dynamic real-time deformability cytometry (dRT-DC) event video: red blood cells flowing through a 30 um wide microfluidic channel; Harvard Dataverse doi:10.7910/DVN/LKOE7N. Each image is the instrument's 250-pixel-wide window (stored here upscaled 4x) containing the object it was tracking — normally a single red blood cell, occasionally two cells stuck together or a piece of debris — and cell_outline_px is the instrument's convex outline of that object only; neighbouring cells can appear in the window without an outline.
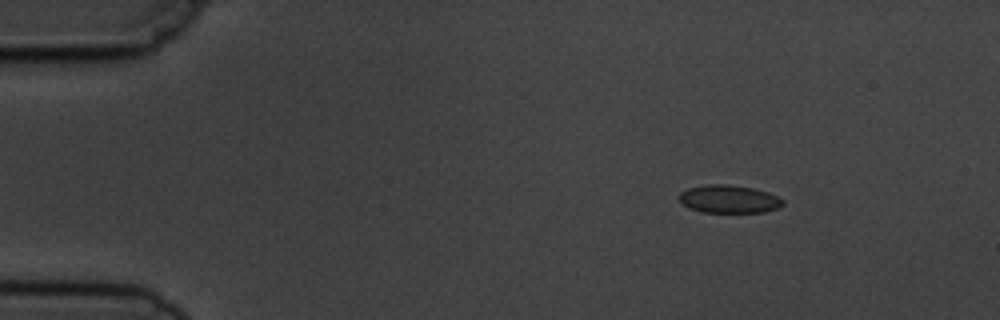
{"species": "common noctule bat (a hibernating species)", "species_latin": "Nyctalus noctula", "temperature_condition": "cold", "stored_images_in_passage": 6, "camera_frame_rate_fps": 3000, "um_per_image_px": 0.085, "animal": {"sex": "male", "body_mass_g": 19.5, "forearm_length_mm": 54.6}, "frame": {"image": 1, "passage_image": 1, "time_ms": 0.0, "image_size_px": [1000, 320], "cell_outline_px": [[784, 204], [780, 208], [764, 212], [700, 212], [688, 208], [680, 204], [676, 196], [680, 192], [688, 188], [708, 184], [728, 184], [752, 188], [768, 192], [784, 200]], "centroid_in_image_um": [61.91, 16.93], "position_along_channel_um": 23.1, "area_um2": 17.22}}
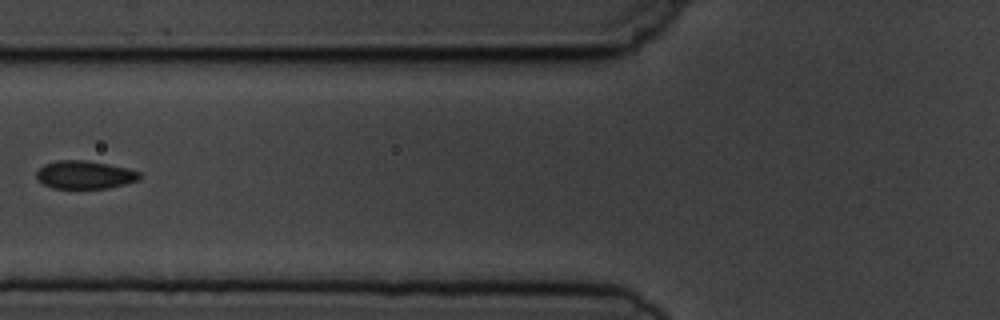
{"frame": {"image": 2, "passage_image": 5, "time_ms": 4.667, "image_size_px": [1000, 320], "cell_outline_px": [[140, 180], [108, 188], [52, 188], [44, 184], [36, 176], [36, 172], [44, 164], [56, 160], [88, 160], [128, 168], [140, 172]], "centroid_in_image_um": [7.22, 14.85], "position_along_channel_um": 118.6, "area_um2": 16.88}}
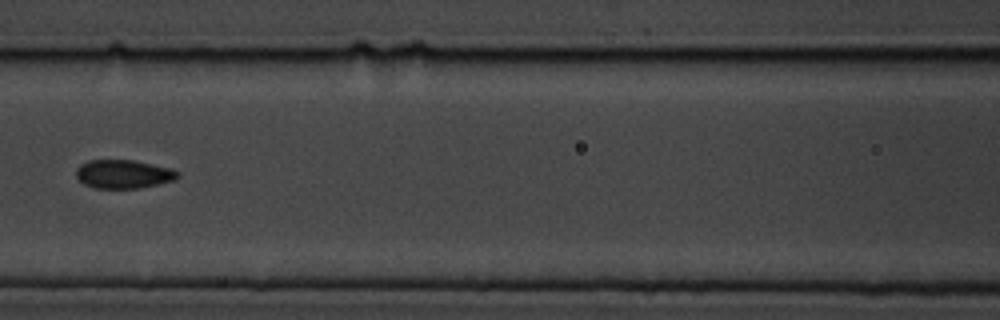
{"frame": {"image": 3, "passage_image": 6, "time_ms": 5.667, "image_size_px": [1000, 320], "cell_outline_px": [[180, 176], [176, 180], [140, 188], [96, 188], [84, 184], [76, 176], [76, 168], [80, 164], [88, 160], [132, 160], [172, 168], [180, 172]], "centroid_in_image_um": [10.52, 14.79], "position_along_channel_um": 156.1, "area_um2": 17.05}}